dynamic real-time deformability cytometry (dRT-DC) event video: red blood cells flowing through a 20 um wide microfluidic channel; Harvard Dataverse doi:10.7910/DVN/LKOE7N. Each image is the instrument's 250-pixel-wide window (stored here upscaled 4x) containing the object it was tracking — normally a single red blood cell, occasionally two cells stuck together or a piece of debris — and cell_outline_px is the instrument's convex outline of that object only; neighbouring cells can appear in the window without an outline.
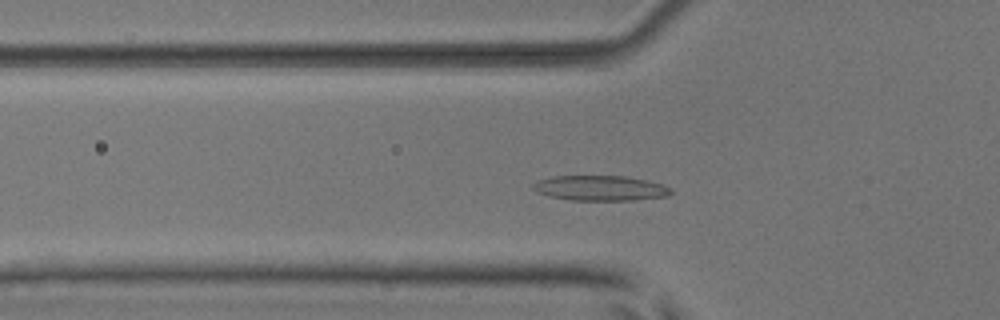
{"species": "common noctule bat (a hibernating species)", "species_latin": "Nyctalus noctula", "temperature_condition": "room temperature", "stored_images_in_passage": 50, "camera_frame_rate_fps": 3000, "um_per_image_px": 0.085, "animal": {"sex": "male", "body_mass_g": 17.9, "forearm_length_mm": 54.2}, "frame": {"image": 1, "passage_image": 14, "time_ms": 4.333, "image_size_px": [1000, 320], "cell_outline_px": [[672, 192], [668, 196], [632, 200], [568, 200], [536, 192], [532, 188], [532, 184], [536, 180], [552, 176], [624, 176], [664, 184], [672, 188]], "centroid_in_image_um": [51.01, 15.98], "position_along_channel_um": 74.8, "area_um2": 20.23}}
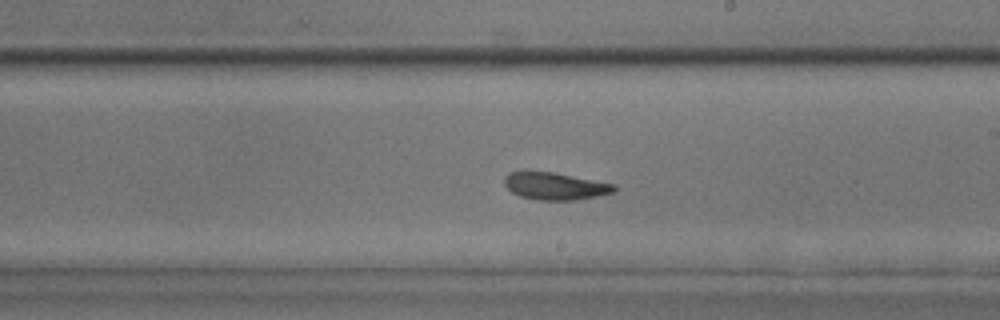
{"frame": {"image": 2, "passage_image": 27, "time_ms": 8.667, "image_size_px": [1000, 320], "cell_outline_px": [[616, 192], [576, 200], [540, 200], [520, 196], [512, 192], [504, 184], [504, 176], [508, 172], [556, 172], [616, 184]], "centroid_in_image_um": [47.22, 15.81], "position_along_channel_um": 241.8, "area_um2": 17.51}}
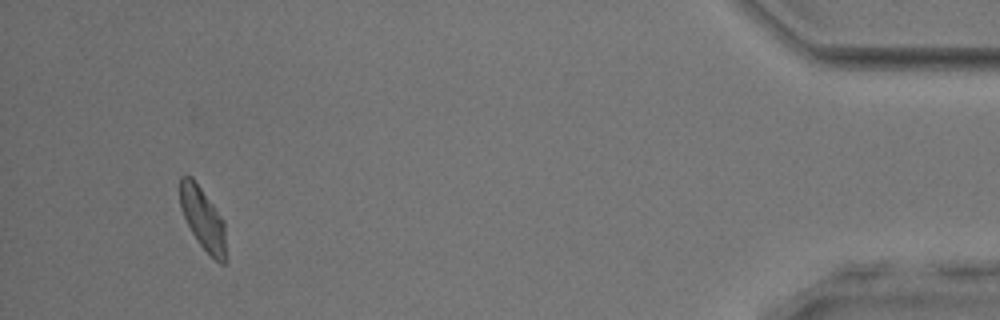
{"frame": {"image": 3, "passage_image": 46, "time_ms": 15.0, "image_size_px": [1000, 320], "cell_outline_px": [[228, 260], [224, 264], [220, 264], [200, 244], [192, 232], [180, 208], [180, 176], [192, 176], [224, 220]], "centroid_in_image_um": [17.29, 18.62], "position_along_channel_um": 417.9, "area_um2": 16.76}, "authors_computed_cell_mechanics": {"area_um2": 17.918, "velocity_mm_per_s": 3.8692, "shape_relaxation_time_tau1_ms": 4.6563, "shape_relaxation_time_tau2_ms": 1.9182, "deformation_change_tau1": 0.1539, "deformation_change_tau2": 0.0849}}